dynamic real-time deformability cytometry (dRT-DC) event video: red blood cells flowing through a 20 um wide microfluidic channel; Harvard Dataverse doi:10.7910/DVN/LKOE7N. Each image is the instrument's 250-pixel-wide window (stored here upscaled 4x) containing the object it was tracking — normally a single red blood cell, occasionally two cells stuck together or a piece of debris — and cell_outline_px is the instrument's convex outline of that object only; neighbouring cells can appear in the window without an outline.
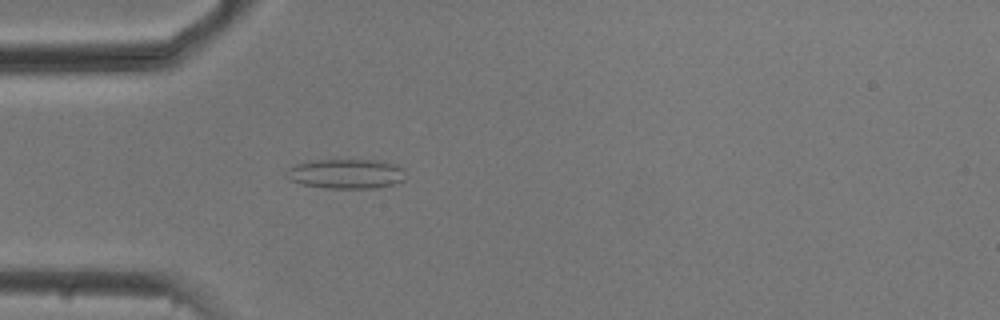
{"species": "common noctule bat (a hibernating species)", "species_latin": "Nyctalus noctula", "temperature_condition": "cold", "stored_images_in_passage": 47, "camera_frame_rate_fps": 3000, "um_per_image_px": 0.085, "animal": {"sex": "male", "body_mass_g": 20.5, "forearm_length_mm": 52.5}, "frame": {"image": 1, "passage_image": 15, "time_ms": 4.667, "image_size_px": [1000, 320], "cell_outline_px": [[408, 176], [404, 180], [396, 184], [376, 188], [328, 188], [304, 184], [292, 180], [284, 172], [288, 168], [296, 164], [312, 160], [380, 160], [396, 164], [404, 168]], "centroid_in_image_um": [29.51, 14.76], "position_along_channel_um": 55.5, "area_um2": 20.81}}
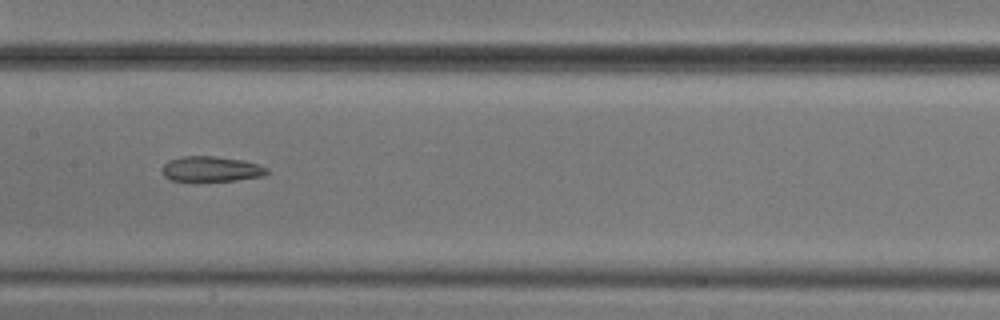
{"frame": {"image": 2, "passage_image": 26, "time_ms": 8.333, "image_size_px": [1000, 320], "cell_outline_px": [[268, 172], [264, 176], [236, 180], [172, 180], [164, 176], [160, 168], [168, 160], [180, 156], [212, 156], [244, 160], [268, 168]], "centroid_in_image_um": [17.93, 14.35], "position_along_channel_um": 189.5, "area_um2": 15.32}}
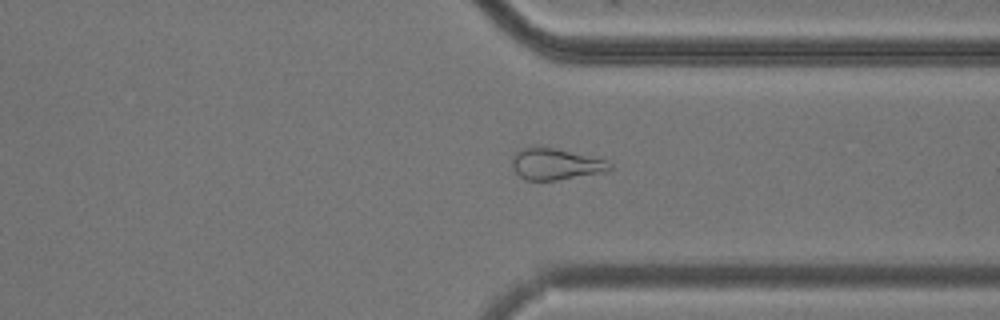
{"frame": {"image": 3, "passage_image": 40, "time_ms": 13.0, "image_size_px": [1000, 320], "cell_outline_px": [[612, 172], [556, 180], [524, 180], [512, 168], [512, 156], [520, 148], [556, 148], [604, 160], [612, 164]], "centroid_in_image_um": [47.26, 13.98], "position_along_channel_um": 364.1, "area_um2": 17.86}, "authors_computed_cell_mechanics": {"area_um2": 17.4556, "velocity_mm_per_s": 3.7579, "shape_relaxation_time_tau1_ms": null, "shape_relaxation_time_tau2_ms": 9.5109, "deformation_change_tau1": null, "deformation_change_tau2": 0.2182}}